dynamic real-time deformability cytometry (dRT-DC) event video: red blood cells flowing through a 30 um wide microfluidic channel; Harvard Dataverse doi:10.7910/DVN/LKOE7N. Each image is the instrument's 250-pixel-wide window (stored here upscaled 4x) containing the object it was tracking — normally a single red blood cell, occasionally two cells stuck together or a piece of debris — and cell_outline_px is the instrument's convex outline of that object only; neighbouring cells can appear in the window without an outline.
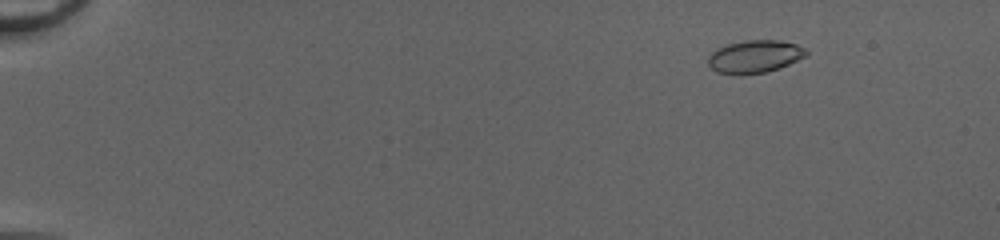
{"species": "common noctule bat (a hibernating species)", "species_latin": "Nyctalus noctula", "temperature_condition": "cold", "stored_images_in_passage": 52, "camera_frame_rate_fps": 3000, "um_per_image_px": 0.085, "animal": {"sex": "female", "body_mass_g": 20.0, "forearm_length_mm": 54.0}, "frame": {"image": 1, "passage_image": 8, "time_ms": 2.333, "image_size_px": [1000, 240], "cell_outline_px": [[808, 56], [780, 68], [764, 72], [716, 72], [708, 64], [708, 56], [716, 48], [724, 44], [748, 40], [776, 40], [796, 44], [804, 48], [808, 52]], "centroid_in_image_um": [64.18, 4.76], "position_along_channel_um": 20.8, "area_um2": 18.32}}
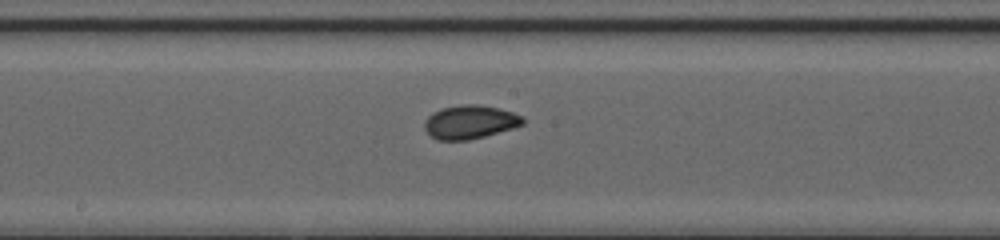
{"frame": {"image": 2, "passage_image": 31, "time_ms": 10.0, "image_size_px": [1000, 240], "cell_outline_px": [[524, 124], [512, 128], [484, 136], [468, 140], [436, 140], [424, 128], [424, 120], [432, 112], [444, 108], [460, 104], [476, 104], [500, 108], [512, 112], [520, 116], [524, 120]], "centroid_in_image_um": [39.92, 10.36], "position_along_channel_um": 208.3, "area_um2": 19.13}}
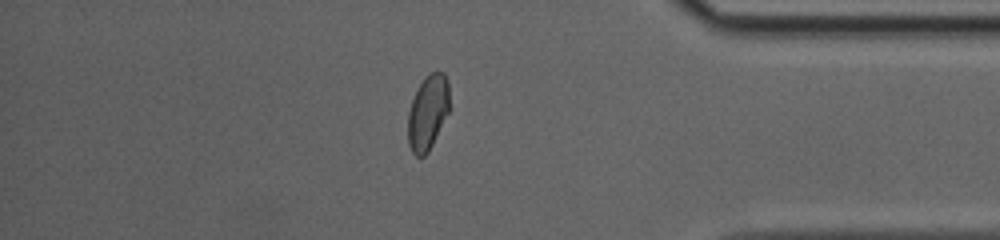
{"frame": {"image": 3, "passage_image": 46, "time_ms": 15.0, "image_size_px": [1000, 240], "cell_outline_px": [[448, 112], [428, 152], [424, 156], [416, 156], [412, 152], [408, 144], [408, 112], [412, 100], [420, 84], [432, 72], [444, 72], [448, 80]], "centroid_in_image_um": [36.35, 9.58], "position_along_channel_um": 398.9, "area_um2": 17.69}, "authors_computed_cell_mechanics": {"area_um2": 18.5538, "velocity_mm_per_s": 4.2016, "shape_relaxation_time_tau1_ms": 4.0422, "shape_relaxation_time_tau2_ms": 0.6636, "deformation_change_tau1": 0.1146, "deformation_change_tau2": 0.0455}}